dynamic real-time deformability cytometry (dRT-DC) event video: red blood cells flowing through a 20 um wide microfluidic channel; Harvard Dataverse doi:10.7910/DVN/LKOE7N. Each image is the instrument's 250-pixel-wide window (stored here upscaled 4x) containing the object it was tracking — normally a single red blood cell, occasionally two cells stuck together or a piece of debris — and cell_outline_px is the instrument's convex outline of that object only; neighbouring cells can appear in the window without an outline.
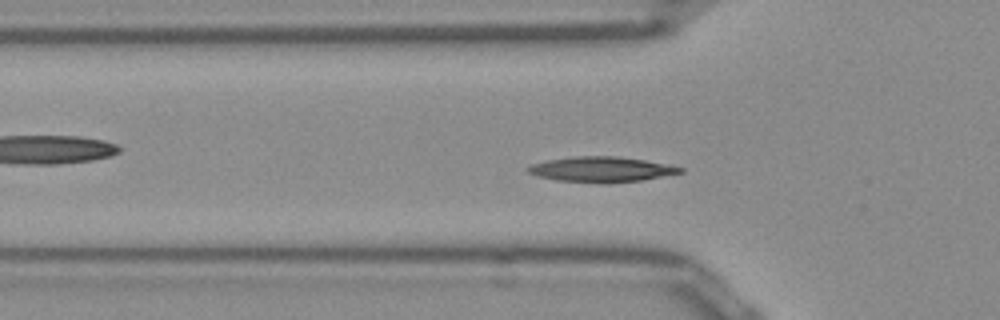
{"species": "Egyptian fruit bat (a non-hibernating species)", "species_latin": "Rousettus aegyptiacus", "temperature_condition": "room temperature", "stored_images_in_passage": 50, "camera_frame_rate_fps": 3000, "um_per_image_px": 0.085, "frame": {"image": 1, "passage_image": 14, "time_ms": 4.333, "image_size_px": [1000, 320], "cell_outline_px": [[684, 172], [640, 180], [600, 184], [556, 180], [536, 176], [528, 172], [524, 168], [532, 164], [548, 160], [572, 156], [620, 156], [644, 160], [684, 168]], "centroid_in_image_um": [51.05, 14.4], "position_along_channel_um": 74.7, "area_um2": 22.48}}
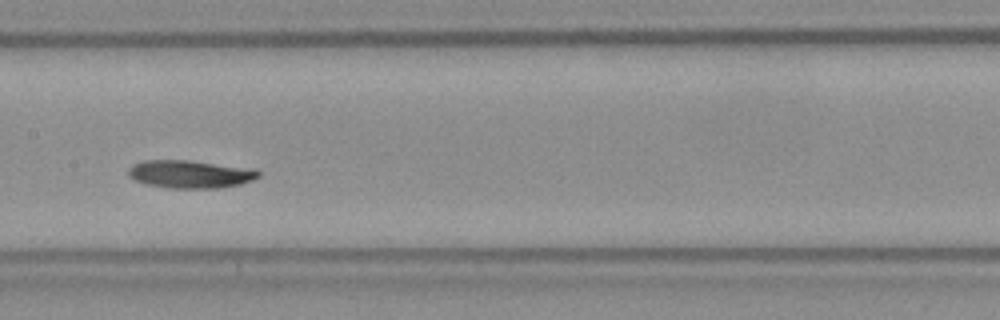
{"frame": {"image": 2, "passage_image": 23, "time_ms": 7.333, "image_size_px": [1000, 320], "cell_outline_px": [[260, 176], [252, 180], [240, 184], [220, 188], [168, 188], [144, 184], [128, 176], [128, 168], [132, 164], [144, 160], [188, 160], [256, 168], [260, 172]], "centroid_in_image_um": [16.17, 14.79], "position_along_channel_um": 191.2, "area_um2": 21.44}}
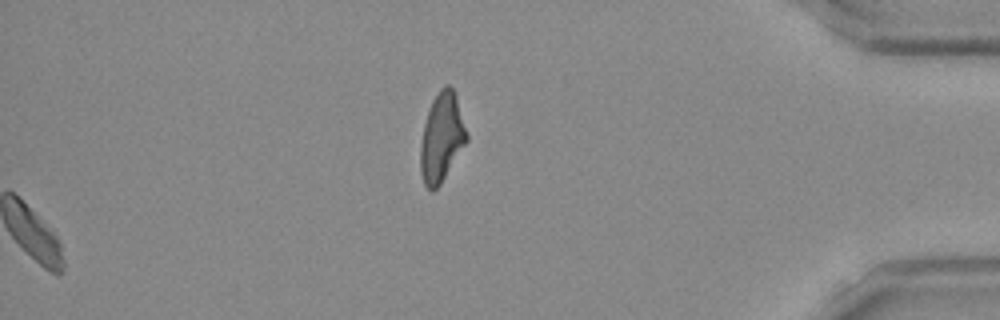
{"frame": {"image": 3, "passage_image": 50, "time_ms": 16.333, "image_size_px": [1000, 320], "cell_outline_px": [[468, 140], [440, 184], [432, 192], [424, 184], [420, 172], [420, 144], [424, 124], [432, 100], [440, 88], [444, 84], [448, 84], [452, 88], [456, 96], [468, 136]], "centroid_in_image_um": [37.53, 11.68], "position_along_channel_um": 397.7, "area_um2": 23.76}, "authors_computed_cell_mechanics": {"area_um2": 20.3745, "velocity_mm_per_s": 3.8634, "shape_relaxation_time_tau1_ms": 6.8245, "shape_relaxation_time_tau2_ms": 4.1915, "deformation_change_tau1": 0.1155, "deformation_change_tau2": 0.0932}}